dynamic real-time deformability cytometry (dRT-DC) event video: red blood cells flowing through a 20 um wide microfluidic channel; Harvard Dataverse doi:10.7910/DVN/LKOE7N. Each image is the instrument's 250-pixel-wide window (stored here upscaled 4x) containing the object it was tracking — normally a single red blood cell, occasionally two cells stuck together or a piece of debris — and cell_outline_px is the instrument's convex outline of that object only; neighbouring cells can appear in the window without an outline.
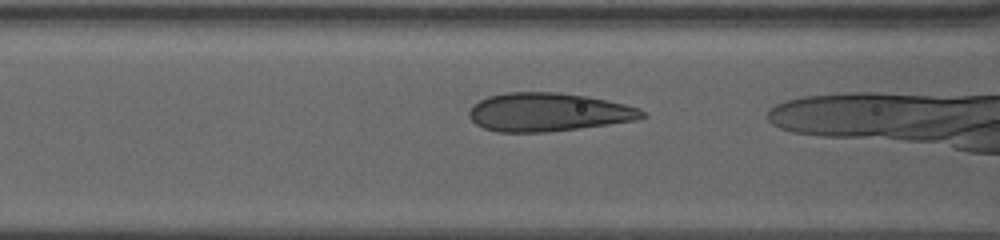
{"species": "human", "species_latin": "Homo sapiens", "temperature_condition": "warm", "stored_images_in_passage": 7, "camera_frame_rate_fps": 3000, "um_per_image_px": 0.085, "donor": {"sex": "female"}, "frame": {"image": 1, "passage_image": 5, "time_ms": 1.0, "image_size_px": [1000, 240], "cell_outline_px": [[648, 116], [636, 120], [608, 124], [548, 132], [496, 132], [484, 128], [476, 124], [468, 116], [468, 112], [480, 100], [488, 96], [508, 92], [560, 92], [588, 96], [608, 100], [640, 108]], "centroid_in_image_um": [46.62, 9.53], "position_along_channel_um": 120.0, "area_um2": 38.78}}